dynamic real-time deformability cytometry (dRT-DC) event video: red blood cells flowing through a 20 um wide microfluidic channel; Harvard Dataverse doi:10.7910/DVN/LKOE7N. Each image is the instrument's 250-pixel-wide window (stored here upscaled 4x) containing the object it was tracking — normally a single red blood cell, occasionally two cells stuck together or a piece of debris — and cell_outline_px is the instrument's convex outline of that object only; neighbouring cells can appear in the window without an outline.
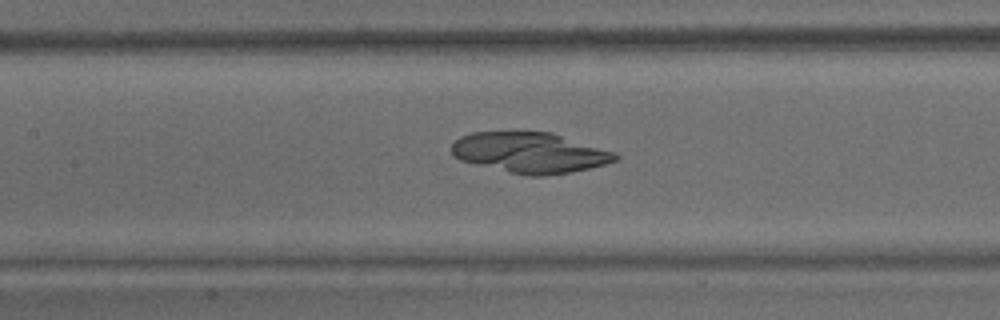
{"species": "common noctule bat (a hibernating species)", "species_latin": "Nyctalus noctula", "temperature_condition": "warm", "stored_images_in_passage": 50, "camera_frame_rate_fps": 3000, "um_per_image_px": 0.085, "animal": {"sex": "male", "body_mass_g": 15.6}, "frame": {"image": 1, "passage_image": 23, "time_ms": 7.333, "image_size_px": [1000, 320], "cell_outline_px": [[620, 156], [616, 160], [604, 164], [588, 168], [568, 172], [544, 176], [528, 176], [460, 160], [452, 156], [452, 144], [460, 136], [472, 132], [552, 132], [616, 152]], "centroid_in_image_um": [45.05, 12.96], "position_along_channel_um": 162.3, "area_um2": 38.44}}
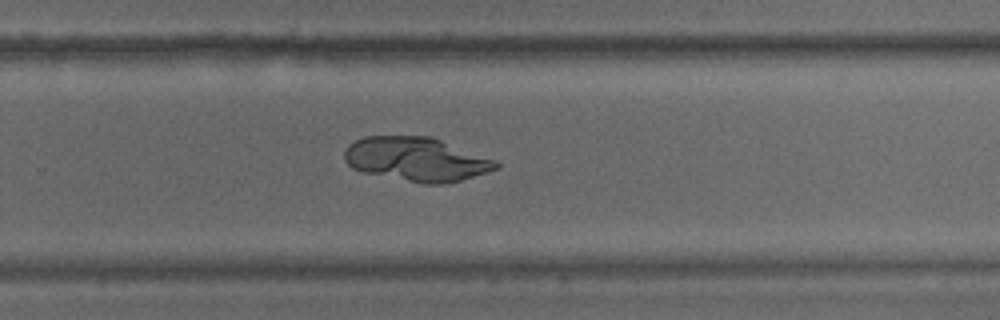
{"frame": {"image": 2, "passage_image": 33, "time_ms": 10.667, "image_size_px": [1000, 320], "cell_outline_px": [[500, 168], [488, 172], [448, 184], [424, 184], [364, 172], [352, 168], [344, 160], [344, 152], [348, 144], [364, 136], [432, 136], [496, 160], [500, 164]], "centroid_in_image_um": [35.42, 13.53], "position_along_channel_um": 294.4, "area_um2": 39.07}}
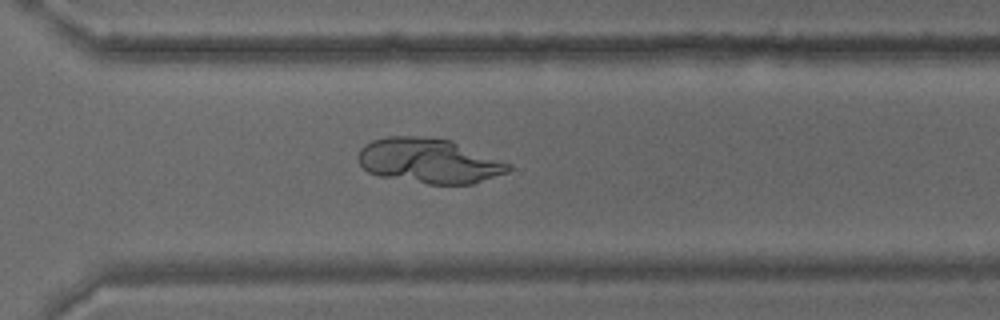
{"frame": {"image": 3, "passage_image": 36, "time_ms": 11.667, "image_size_px": [1000, 320], "cell_outline_px": [[512, 168], [508, 172], [472, 184], [428, 184], [380, 176], [368, 172], [360, 164], [356, 156], [360, 148], [364, 144], [372, 140], [388, 136], [416, 136], [448, 140], [512, 164]], "centroid_in_image_um": [36.43, 13.68], "position_along_channel_um": 334.2, "area_um2": 39.07}}